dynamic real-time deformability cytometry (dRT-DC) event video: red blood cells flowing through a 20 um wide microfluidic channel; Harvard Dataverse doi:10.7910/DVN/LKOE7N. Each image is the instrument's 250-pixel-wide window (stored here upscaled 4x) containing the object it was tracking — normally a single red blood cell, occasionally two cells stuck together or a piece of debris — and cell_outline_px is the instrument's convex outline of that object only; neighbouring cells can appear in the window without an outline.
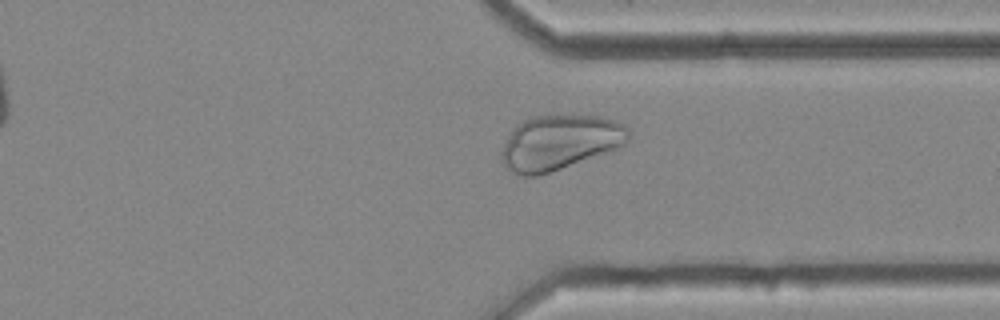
{"species": "common noctule bat (a hibernating species)", "species_latin": "Nyctalus noctula", "temperature_condition": "cold", "stored_images_in_passage": 38, "camera_frame_rate_fps": 3000, "um_per_image_px": 0.085, "animal": {"sex": "female", "body_mass_g": 25.1}, "frame": {"image": 1, "passage_image": 33, "time_ms": 10.667, "image_size_px": [1000, 320], "cell_outline_px": [[628, 140], [624, 144], [616, 148], [560, 168], [536, 176], [524, 176], [512, 172], [504, 168], [500, 160], [500, 152], [508, 136], [516, 124], [532, 116], [600, 116], [616, 120], [624, 124], [628, 128]], "centroid_in_image_um": [47.51, 12.1], "position_along_channel_um": 363.9, "area_um2": 40.17}}